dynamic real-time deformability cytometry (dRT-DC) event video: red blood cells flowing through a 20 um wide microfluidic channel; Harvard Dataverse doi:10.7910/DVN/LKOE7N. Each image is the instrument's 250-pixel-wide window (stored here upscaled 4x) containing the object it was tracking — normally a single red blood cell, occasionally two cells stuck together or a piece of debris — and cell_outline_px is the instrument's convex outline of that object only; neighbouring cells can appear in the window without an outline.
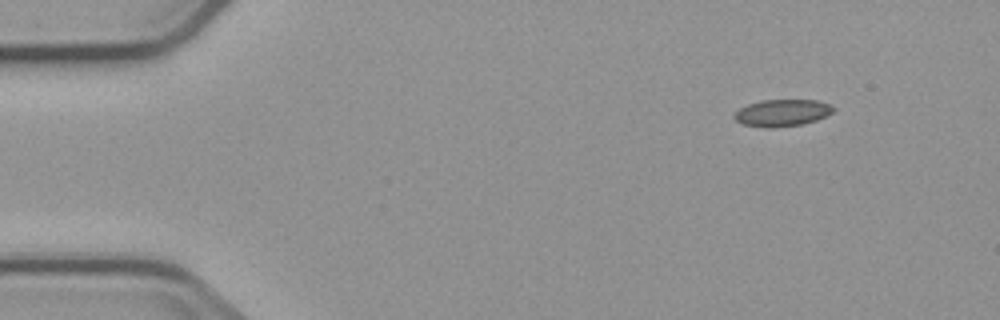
{"species": "common noctule bat (a hibernating species)", "species_latin": "Nyctalus noctula", "temperature_condition": "cold", "stored_images_in_passage": 3, "camera_frame_rate_fps": 3000, "um_per_image_px": 0.085, "animal": {"sex": "male", "body_mass_g": 23.1, "forearm_length_mm": 52.7}, "frame": {"image": 1, "passage_image": 1, "time_ms": 0.0, "image_size_px": [1000, 320], "cell_outline_px": [[836, 108], [828, 116], [816, 120], [800, 124], [772, 128], [744, 124], [736, 120], [732, 116], [740, 108], [748, 104], [760, 100], [816, 100], [832, 104]], "centroid_in_image_um": [66.52, 9.57], "position_along_channel_um": 18.5, "area_um2": 15.49}}
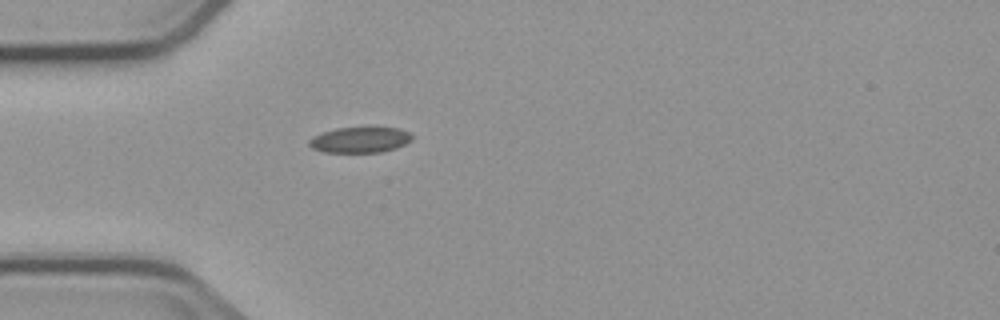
{"frame": {"image": 2, "passage_image": 3, "time_ms": 3.333, "image_size_px": [1000, 320], "cell_outline_px": [[412, 140], [396, 148], [380, 152], [324, 152], [312, 148], [308, 144], [308, 140], [312, 136], [336, 128], [396, 128], [408, 132], [412, 136]], "centroid_in_image_um": [30.56, 11.89], "position_along_channel_um": 54.4, "area_um2": 15.2}}